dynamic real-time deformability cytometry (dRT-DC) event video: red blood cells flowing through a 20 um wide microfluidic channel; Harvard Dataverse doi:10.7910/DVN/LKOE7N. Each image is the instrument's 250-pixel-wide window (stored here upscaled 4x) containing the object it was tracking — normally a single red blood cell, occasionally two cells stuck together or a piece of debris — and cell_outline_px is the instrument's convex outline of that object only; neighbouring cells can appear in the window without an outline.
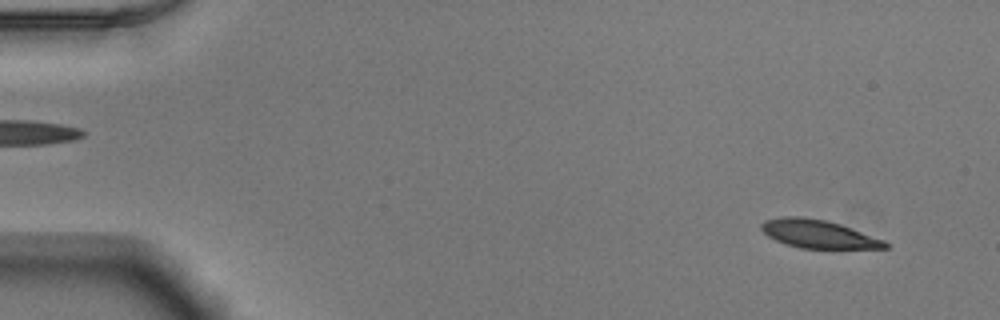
{"species": "Egyptian fruit bat (a non-hibernating species)", "species_latin": "Rousettus aegyptiacus", "temperature_condition": "warm", "stored_images_in_passage": 52, "camera_frame_rate_fps": 3000, "um_per_image_px": 0.085, "animal": {"sex": "male"}, "frame": {"image": 1, "passage_image": 3, "time_ms": 0.667, "image_size_px": [1000, 320], "cell_outline_px": [[888, 248], [800, 248], [784, 244], [768, 236], [760, 228], [760, 224], [764, 220], [784, 216], [804, 216], [828, 220], [840, 224], [884, 240], [888, 244]], "centroid_in_image_um": [69.51, 19.87], "position_along_channel_um": 15.5, "area_um2": 20.35}}
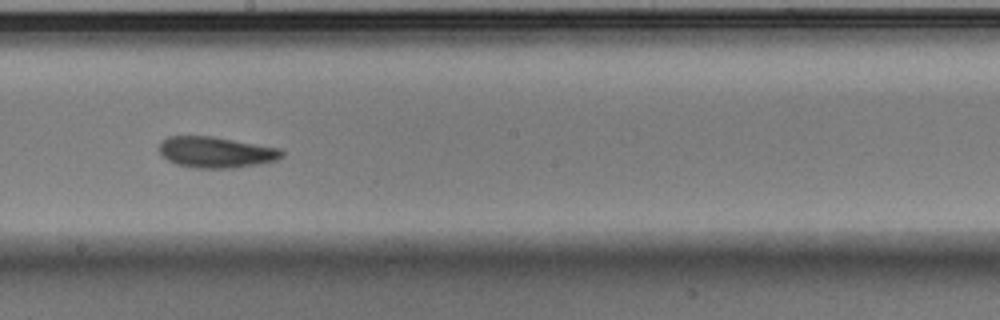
{"frame": {"image": 2, "passage_image": 29, "time_ms": 9.333, "image_size_px": [1000, 320], "cell_outline_px": [[284, 156], [276, 160], [260, 164], [236, 168], [192, 168], [176, 164], [168, 160], [160, 152], [160, 144], [168, 136], [212, 136], [280, 148], [284, 152]], "centroid_in_image_um": [18.4, 12.95], "position_along_channel_um": 229.8, "area_um2": 22.2}}
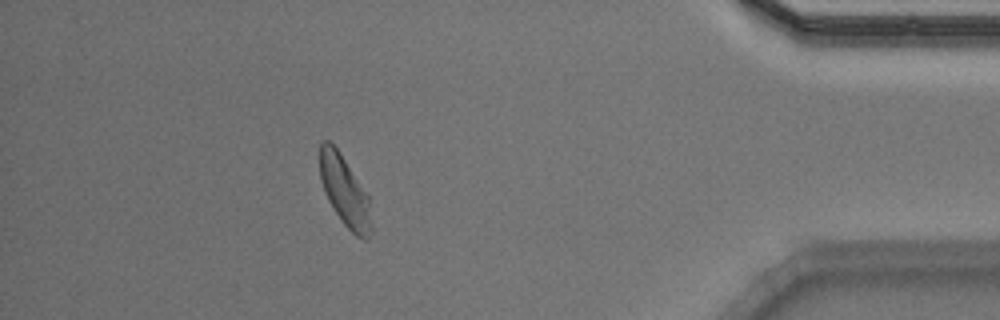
{"frame": {"image": 3, "passage_image": 46, "time_ms": 15.0, "image_size_px": [1000, 320], "cell_outline_px": [[372, 232], [368, 240], [364, 240], [356, 236], [344, 224], [328, 200], [324, 192], [320, 180], [320, 144], [324, 140], [328, 140], [336, 148], [368, 196], [372, 224]], "centroid_in_image_um": [29.3, 16.31], "position_along_channel_um": 405.9, "area_um2": 20.69}, "authors_computed_cell_mechanics": {"area_um2": 21.6172, "velocity_mm_per_s": 3.8752, "shape_relaxation_time_tau1_ms": 6.1753, "shape_relaxation_time_tau2_ms": 6.7628, "deformation_change_tau1": 0.1918, "deformation_change_tau2": 0.1603}}